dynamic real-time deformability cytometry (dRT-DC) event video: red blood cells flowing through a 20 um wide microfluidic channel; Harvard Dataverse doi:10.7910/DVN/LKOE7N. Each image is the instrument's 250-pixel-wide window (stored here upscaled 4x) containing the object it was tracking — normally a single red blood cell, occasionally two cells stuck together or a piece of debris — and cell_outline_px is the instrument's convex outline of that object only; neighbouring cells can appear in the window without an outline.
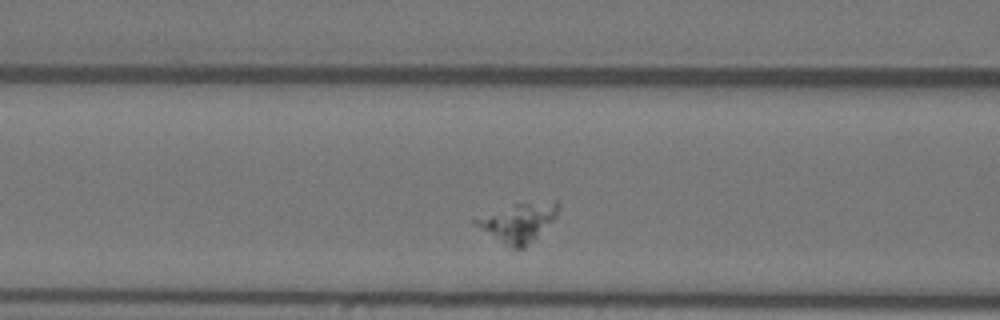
{"species": "Egyptian fruit bat (a non-hibernating species)", "species_latin": "Rousettus aegyptiacus", "temperature_condition": "warm", "stored_images_in_passage": 44, "camera_frame_rate_fps": 3000, "um_per_image_px": 0.085, "animal": {"sex": "female"}, "frame": {"image": 1, "passage_image": 8, "time_ms": 2.333, "image_size_px": [1000, 320], "cell_outline_px": [[560, 204], [556, 216], [536, 240], [524, 248], [512, 248], [504, 244], [480, 228], [472, 220], [472, 216], [516, 204], [556, 200]], "centroid_in_image_um": [44.05, 18.9], "position_along_channel_um": 122.6, "area_um2": 18.79}}
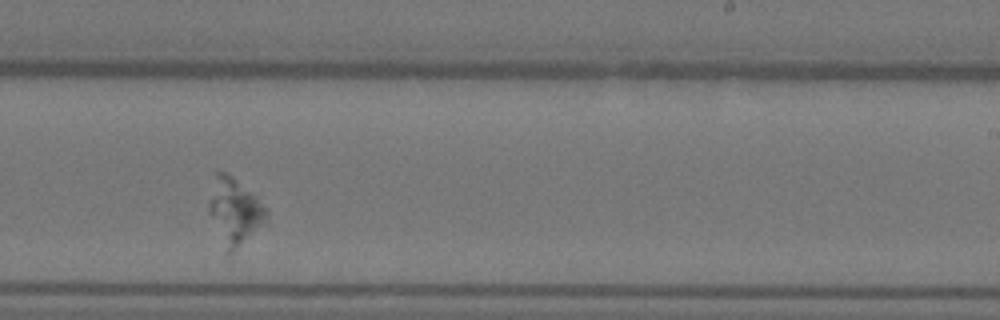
{"frame": {"image": 2, "passage_image": 21, "time_ms": 6.667, "image_size_px": [1000, 320], "cell_outline_px": [[268, 216], [264, 220], [228, 252], [224, 252], [208, 212], [208, 200], [216, 172], [224, 172], [232, 176], [256, 196], [268, 212]], "centroid_in_image_um": [19.85, 17.88], "position_along_channel_um": 269.2, "area_um2": 21.1}}
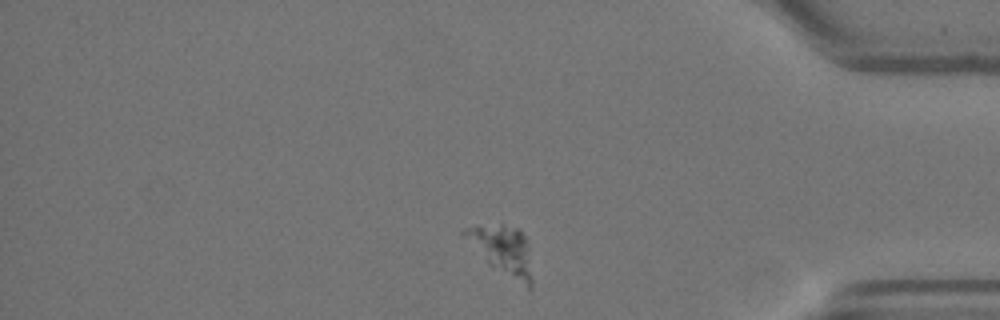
{"frame": {"image": 3, "passage_image": 34, "time_ms": 11.0, "image_size_px": [1000, 320], "cell_outline_px": [[532, 288], [528, 288], [488, 264], [460, 236], [460, 232], [468, 228], [516, 228], [524, 236], [528, 244], [532, 284]], "centroid_in_image_um": [42.7, 21.35], "position_along_channel_um": 392.5, "area_um2": 18.32}}